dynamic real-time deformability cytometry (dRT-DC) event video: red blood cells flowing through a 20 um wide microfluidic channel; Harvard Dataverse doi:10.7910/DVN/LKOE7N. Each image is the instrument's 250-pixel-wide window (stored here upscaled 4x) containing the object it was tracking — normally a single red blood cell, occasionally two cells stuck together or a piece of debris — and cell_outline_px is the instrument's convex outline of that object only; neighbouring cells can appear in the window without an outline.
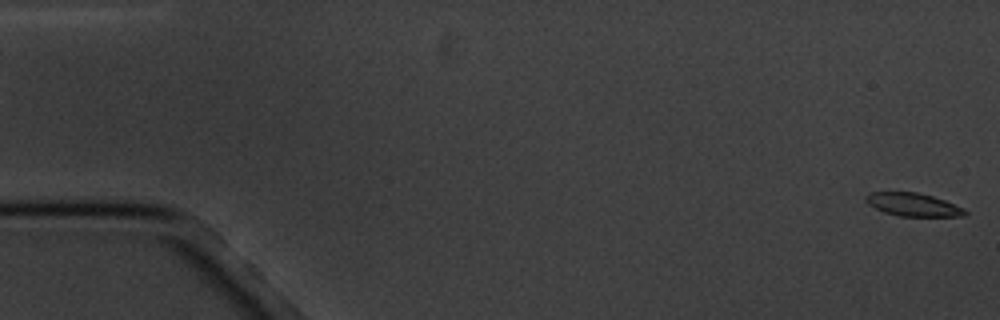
{"species": "common noctule bat (a hibernating species)", "species_latin": "Nyctalus noctula", "temperature_condition": "cold", "stored_images_in_passage": 6, "segment_of_instrument_passage": [2, 2], "camera_frame_rate_fps": 3000, "um_per_image_px": 0.085, "animal": {"sex": "male", "body_mass_g": 20.1, "forearm_length_mm": 53.5}, "frame": {"image": 1, "passage_image": 6, "time_ms": 5.667, "image_size_px": [1000, 320], "cell_outline_px": [[968, 212], [964, 216], [900, 216], [884, 212], [868, 204], [864, 200], [864, 196], [868, 192], [916, 192], [932, 196], [944, 200], [964, 208]], "centroid_in_image_um": [77.58, 17.39], "position_along_channel_um": 7.4, "area_um2": 13.35}}